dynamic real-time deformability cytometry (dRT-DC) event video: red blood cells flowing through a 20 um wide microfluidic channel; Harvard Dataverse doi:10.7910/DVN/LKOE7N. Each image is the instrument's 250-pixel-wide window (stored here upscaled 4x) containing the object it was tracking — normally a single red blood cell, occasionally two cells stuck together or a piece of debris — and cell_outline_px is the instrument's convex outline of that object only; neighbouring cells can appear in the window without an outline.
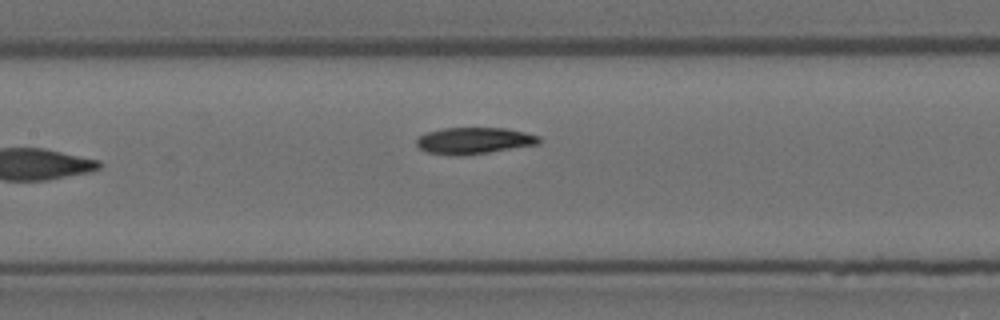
{"species": "Egyptian fruit bat (a non-hibernating species)", "species_latin": "Rousettus aegyptiacus", "temperature_condition": "room temperature", "stored_images_in_passage": 8, "camera_frame_rate_fps": 3000, "um_per_image_px": 0.085, "animal": {"sex": "female"}, "frame": {"image": 1, "passage_image": 8, "time_ms": 2.333, "image_size_px": [1000, 320], "cell_outline_px": [[540, 144], [488, 152], [460, 156], [428, 152], [420, 148], [416, 144], [416, 140], [420, 136], [428, 132], [444, 128], [508, 128], [540, 136]], "centroid_in_image_um": [40.32, 11.95], "position_along_channel_um": 167.1, "area_um2": 18.79}}